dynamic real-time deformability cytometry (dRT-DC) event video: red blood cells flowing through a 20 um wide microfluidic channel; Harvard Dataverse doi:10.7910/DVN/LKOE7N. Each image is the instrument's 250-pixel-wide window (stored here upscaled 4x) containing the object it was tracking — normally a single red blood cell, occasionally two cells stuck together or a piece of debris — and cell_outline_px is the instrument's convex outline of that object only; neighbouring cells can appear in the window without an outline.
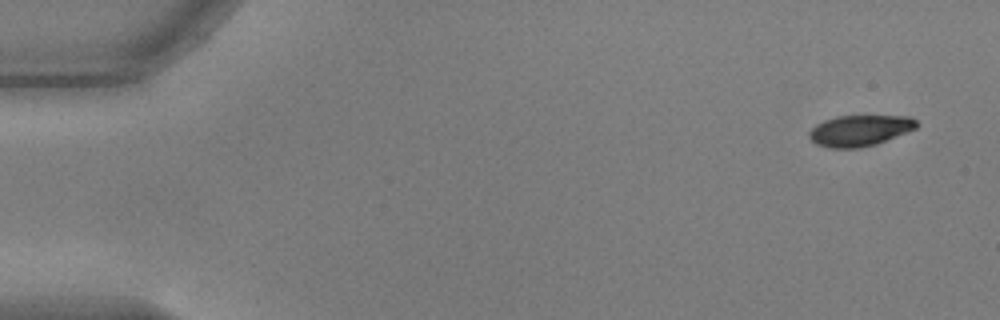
{"species": "common noctule bat (a hibernating species)", "species_latin": "Nyctalus noctula", "temperature_condition": "warm", "stored_images_in_passage": 53, "camera_frame_rate_fps": 3000, "um_per_image_px": 0.085, "animal": {"sex": "male", "body_mass_g": 17.9, "forearm_length_mm": 54.2}, "frame": {"image": 1, "passage_image": 1, "time_ms": 0.0, "image_size_px": [1000, 320], "cell_outline_px": [[920, 124], [916, 128], [876, 144], [860, 148], [828, 148], [816, 144], [808, 136], [808, 132], [816, 124], [824, 120], [836, 116], [912, 116]], "centroid_in_image_um": [73.07, 11.09], "position_along_channel_um": 11.9, "area_um2": 19.48}}
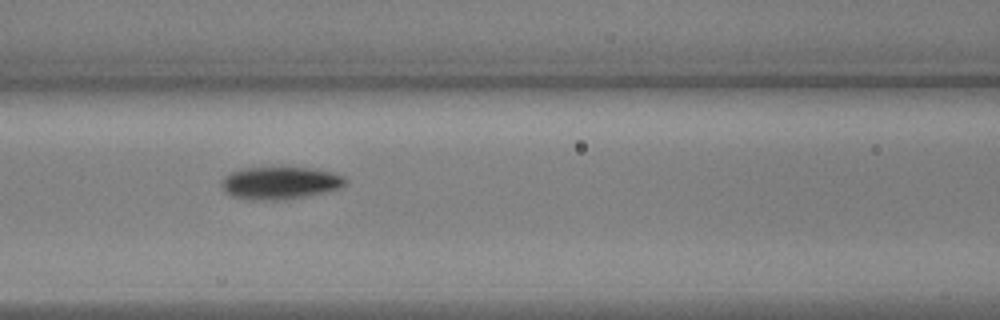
{"frame": {"image": 2, "passage_image": 22, "time_ms": 7.0, "image_size_px": [1000, 320], "cell_outline_px": [[348, 180], [340, 188], [324, 192], [284, 200], [260, 200], [232, 196], [224, 192], [220, 184], [224, 176], [232, 172], [244, 168], [316, 168], [332, 172], [344, 176]], "centroid_in_image_um": [23.81, 15.55], "position_along_channel_um": 142.8, "area_um2": 23.35}}
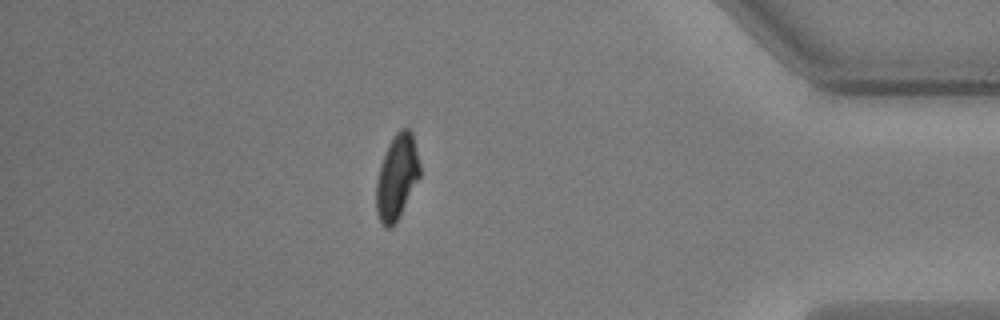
{"frame": {"image": 3, "passage_image": 46, "time_ms": 15.0, "image_size_px": [1000, 320], "cell_outline_px": [[420, 176], [400, 216], [392, 228], [384, 228], [376, 212], [376, 184], [380, 168], [388, 144], [392, 136], [400, 128], [408, 128], [412, 132], [420, 164]], "centroid_in_image_um": [33.74, 15.06], "position_along_channel_um": 401.5, "area_um2": 21.56}, "authors_computed_cell_mechanics": {"area_um2": 22.0796, "velocity_mm_per_s": 3.7004, "shape_relaxation_time_tau1_ms": 2.7792, "shape_relaxation_time_tau2_ms": null, "deformation_change_tau1": 0.1493, "deformation_change_tau2": null}}